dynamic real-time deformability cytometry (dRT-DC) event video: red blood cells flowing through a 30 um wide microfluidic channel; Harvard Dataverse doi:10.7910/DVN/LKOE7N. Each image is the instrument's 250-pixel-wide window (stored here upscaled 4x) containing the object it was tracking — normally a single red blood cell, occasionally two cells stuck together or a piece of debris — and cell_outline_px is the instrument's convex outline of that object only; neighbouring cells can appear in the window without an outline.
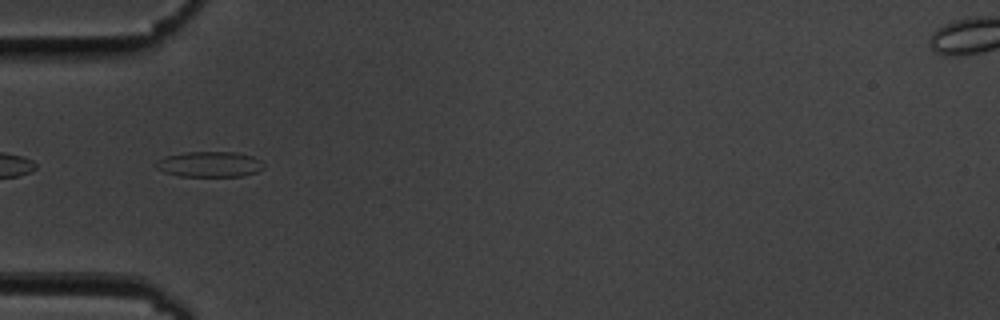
{"species": "common noctule bat (a hibernating species)", "species_latin": "Nyctalus noctula", "temperature_condition": "cold", "stored_images_in_passage": 52, "camera_frame_rate_fps": 3000, "um_per_image_px": 0.085, "animal": {"sex": "male", "body_mass_g": 19.5, "forearm_length_mm": 54.6}, "frame": {"image": 1, "passage_image": 18, "time_ms": 5.667, "image_size_px": [1000, 320], "cell_outline_px": [[264, 168], [256, 172], [244, 176], [180, 176], [164, 172], [156, 168], [152, 164], [156, 160], [164, 156], [188, 152], [236, 152], [252, 156], [260, 160], [264, 164]], "centroid_in_image_um": [17.78, 13.96], "position_along_channel_um": 67.2, "area_um2": 16.18}}
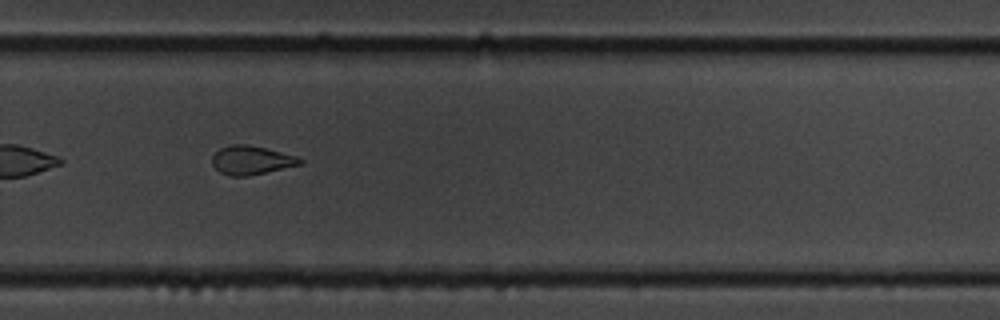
{"frame": {"image": 2, "passage_image": 38, "time_ms": 12.333, "image_size_px": [1000, 320], "cell_outline_px": [[304, 164], [248, 176], [228, 176], [220, 172], [212, 164], [212, 156], [220, 148], [232, 144], [244, 144], [264, 148], [296, 156], [304, 160]], "centroid_in_image_um": [21.37, 13.63], "position_along_channel_um": 308.4, "area_um2": 14.68}}
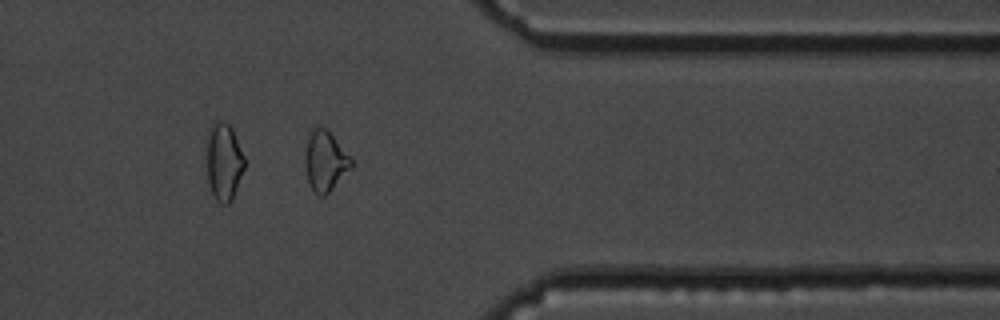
{"frame": {"image": 3, "passage_image": 45, "time_ms": 14.667, "image_size_px": [1000, 320], "cell_outline_px": [[352, 168], [324, 196], [320, 196], [308, 184], [304, 164], [304, 156], [308, 140], [312, 128], [324, 128], [352, 156]], "centroid_in_image_um": [27.64, 13.71], "position_along_channel_um": 383.8, "area_um2": 16.01}, "authors_computed_cell_mechanics": {"area_um2": 15.9528, "velocity_mm_per_s": 3.6323, "shape_relaxation_time_tau1_ms": 7.0018, "shape_relaxation_time_tau2_ms": 2.6846, "deformation_change_tau1": 0.1586, "deformation_change_tau2": 0.0786}}